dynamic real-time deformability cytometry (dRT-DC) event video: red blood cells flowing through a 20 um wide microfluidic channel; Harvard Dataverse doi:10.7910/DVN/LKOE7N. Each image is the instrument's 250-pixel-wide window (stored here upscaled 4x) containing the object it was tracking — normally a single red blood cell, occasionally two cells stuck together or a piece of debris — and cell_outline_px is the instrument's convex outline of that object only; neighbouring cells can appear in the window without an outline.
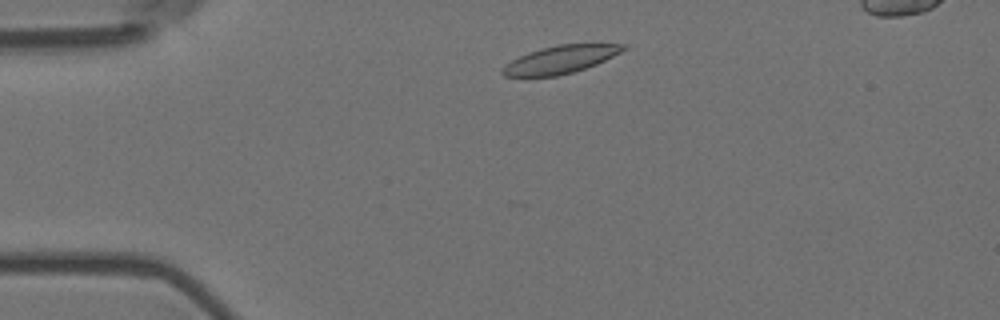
{"species": "Egyptian fruit bat (a non-hibernating species)", "species_latin": "Rousettus aegyptiacus", "temperature_condition": "room temperature", "stored_images_in_passage": 46, "camera_frame_rate_fps": 3000, "um_per_image_px": 0.085, "animal": {"sex": "female"}, "frame": {"image": 1, "passage_image": 5, "time_ms": 1.333, "image_size_px": [1000, 320], "cell_outline_px": [[628, 48], [596, 64], [572, 72], [556, 76], [504, 76], [500, 72], [500, 68], [504, 64], [528, 52], [540, 48], [556, 44], [628, 44]], "centroid_in_image_um": [47.6, 5.05], "position_along_channel_um": 37.4, "area_um2": 19.48}}
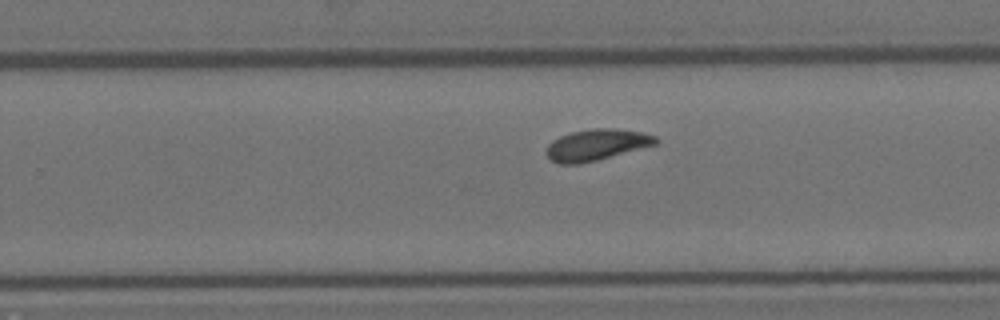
{"frame": {"image": 2, "passage_image": 28, "time_ms": 9.0, "image_size_px": [1000, 320], "cell_outline_px": [[660, 140], [656, 144], [596, 160], [580, 164], [560, 164], [552, 160], [544, 152], [548, 144], [552, 140], [560, 136], [572, 132], [592, 128], [616, 128], [640, 132], [656, 136]], "centroid_in_image_um": [50.68, 12.3], "position_along_channel_um": 279.1, "area_um2": 19.83}}
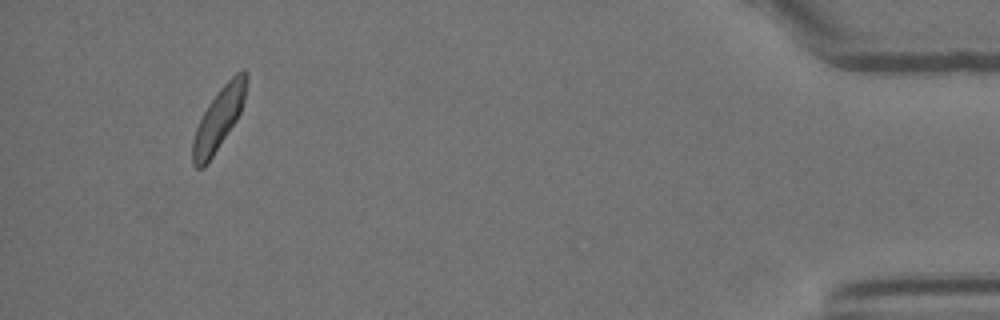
{"frame": {"image": 3, "passage_image": 45, "time_ms": 14.667, "image_size_px": [1000, 320], "cell_outline_px": [[248, 76], [244, 100], [240, 112], [236, 120], [204, 168], [196, 168], [192, 164], [192, 140], [196, 128], [208, 104], [220, 88], [236, 72], [244, 68], [248, 72]], "centroid_in_image_um": [18.59, 10.07], "position_along_channel_um": 416.6, "area_um2": 19.19}}